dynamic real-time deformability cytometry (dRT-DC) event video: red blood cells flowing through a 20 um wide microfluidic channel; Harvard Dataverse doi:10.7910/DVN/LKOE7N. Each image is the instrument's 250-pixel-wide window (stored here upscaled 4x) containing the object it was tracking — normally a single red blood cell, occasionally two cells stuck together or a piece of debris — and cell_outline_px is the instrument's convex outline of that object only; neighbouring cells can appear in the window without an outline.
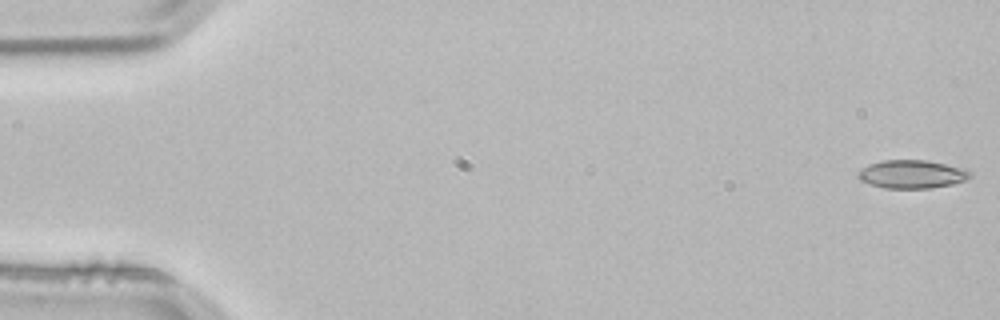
{"species": "common noctule bat (a hibernating species)", "species_latin": "Nyctalus noctula", "temperature_condition": "room temperature", "stored_images_in_passage": 4, "camera_frame_rate_fps": 3000, "um_per_image_px": 0.085, "animal": {"sex": "male", "body_mass_g": 21.5, "forearm_length_mm": 52.0}, "frame": {"image": 1, "passage_image": 1, "time_ms": 0.0, "image_size_px": [1000, 320], "cell_outline_px": [[972, 176], [964, 180], [952, 184], [928, 188], [884, 188], [860, 180], [856, 176], [868, 164], [880, 160], [928, 160], [964, 168], [972, 172]], "centroid_in_image_um": [77.53, 14.79], "position_along_channel_um": 7.5, "area_um2": 18.38}}
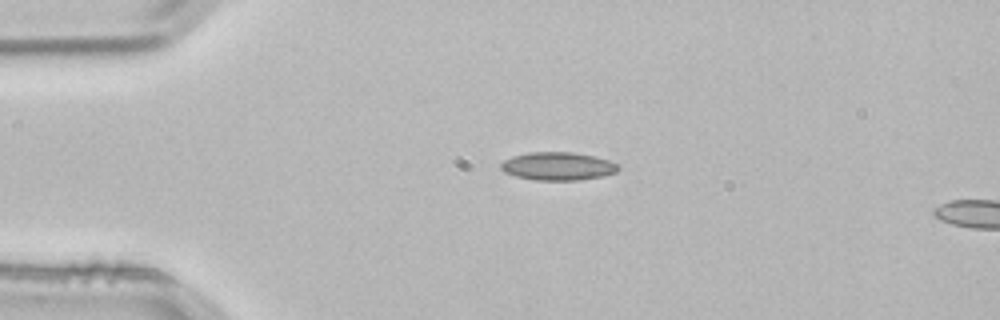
{"frame": {"image": 2, "passage_image": 3, "time_ms": 0.667, "image_size_px": [1000, 320], "cell_outline_px": [[620, 168], [616, 172], [604, 176], [576, 180], [536, 180], [516, 176], [504, 172], [500, 168], [500, 164], [504, 160], [512, 156], [528, 152], [572, 152], [596, 156], [608, 160], [616, 164]], "centroid_in_image_um": [47.41, 14.12], "position_along_channel_um": 37.6, "area_um2": 19.25}}